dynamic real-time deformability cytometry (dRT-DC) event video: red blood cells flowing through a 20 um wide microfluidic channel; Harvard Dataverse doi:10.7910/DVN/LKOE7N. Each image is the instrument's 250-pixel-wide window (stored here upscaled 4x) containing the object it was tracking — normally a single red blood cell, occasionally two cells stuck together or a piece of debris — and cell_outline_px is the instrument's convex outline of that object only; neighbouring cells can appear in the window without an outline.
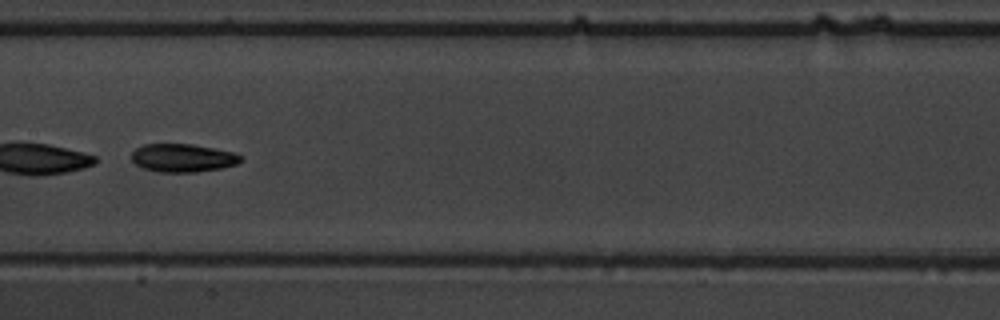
{"species": "common noctule bat (a hibernating species)", "species_latin": "Nyctalus noctula", "temperature_condition": "warm", "stored_images_in_passage": 49, "camera_frame_rate_fps": 3000, "um_per_image_px": 0.085, "animal": {"sex": "male", "body_mass_g": 19.5, "forearm_length_mm": 54.6}, "frame": {"image": 1, "passage_image": 28, "time_ms": 9.0, "image_size_px": [1000, 320], "cell_outline_px": [[244, 160], [236, 164], [220, 168], [196, 172], [156, 172], [144, 168], [136, 164], [132, 160], [132, 152], [136, 148], [144, 144], [192, 144], [236, 152]], "centroid_in_image_um": [15.55, 13.42], "position_along_channel_um": 191.9, "area_um2": 17.98}}
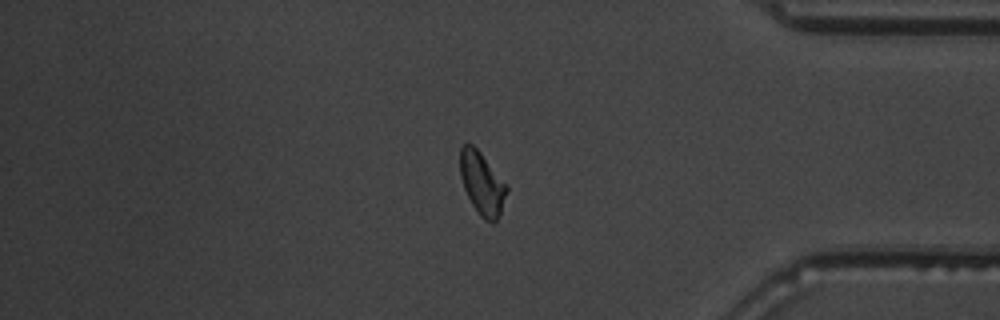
{"frame": {"image": 2, "passage_image": 49, "time_ms": 16.0, "image_size_px": [1000, 320], "cell_outline_px": [[508, 192], [496, 224], [492, 224], [484, 220], [480, 216], [472, 204], [464, 188], [460, 176], [460, 148], [464, 144], [472, 144], [480, 152], [508, 184]], "centroid_in_image_um": [41.0, 15.62], "position_along_channel_um": 394.2, "area_um2": 17.28}, "authors_computed_cell_mechanics": {"area_um2": 18.9584, "velocity_mm_per_s": 3.9142, "shape_relaxation_time_tau1_ms": 2.7331, "shape_relaxation_time_tau2_ms": 4.3699, "deformation_change_tau1": 0.1219, "deformation_change_tau2": 0.1086}}